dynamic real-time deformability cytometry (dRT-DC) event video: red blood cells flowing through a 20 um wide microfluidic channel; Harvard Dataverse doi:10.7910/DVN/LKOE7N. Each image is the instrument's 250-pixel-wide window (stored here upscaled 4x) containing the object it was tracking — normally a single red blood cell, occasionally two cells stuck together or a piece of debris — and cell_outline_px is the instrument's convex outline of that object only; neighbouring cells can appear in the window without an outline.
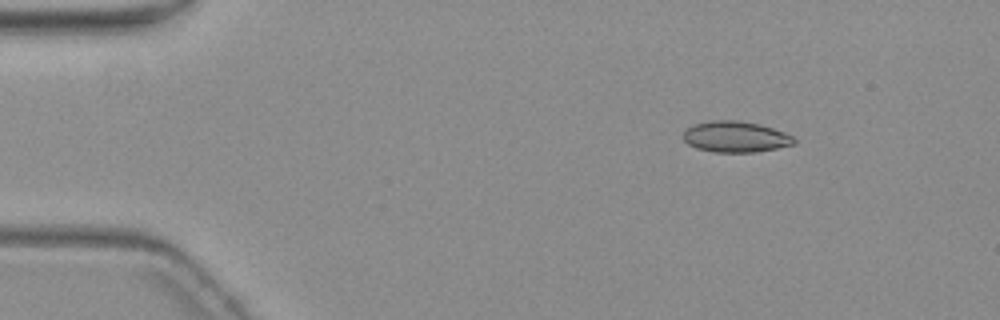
{"species": "common noctule bat (a hibernating species)", "species_latin": "Nyctalus noctula", "temperature_condition": "warm", "stored_images_in_passage": 3, "camera_frame_rate_fps": 3000, "um_per_image_px": 0.085, "animal": {"sex": "female", "body_mass_g": 19.3, "forearm_length_mm": 54.1}, "frame": {"image": 1, "passage_image": 1, "time_ms": 0.0, "image_size_px": [1000, 320], "cell_outline_px": [[796, 144], [756, 152], [712, 152], [696, 148], [688, 144], [684, 140], [684, 128], [692, 124], [712, 120], [736, 120], [760, 124], [784, 132], [792, 136], [796, 140]], "centroid_in_image_um": [62.49, 11.62], "position_along_channel_um": 22.5, "area_um2": 20.17}}